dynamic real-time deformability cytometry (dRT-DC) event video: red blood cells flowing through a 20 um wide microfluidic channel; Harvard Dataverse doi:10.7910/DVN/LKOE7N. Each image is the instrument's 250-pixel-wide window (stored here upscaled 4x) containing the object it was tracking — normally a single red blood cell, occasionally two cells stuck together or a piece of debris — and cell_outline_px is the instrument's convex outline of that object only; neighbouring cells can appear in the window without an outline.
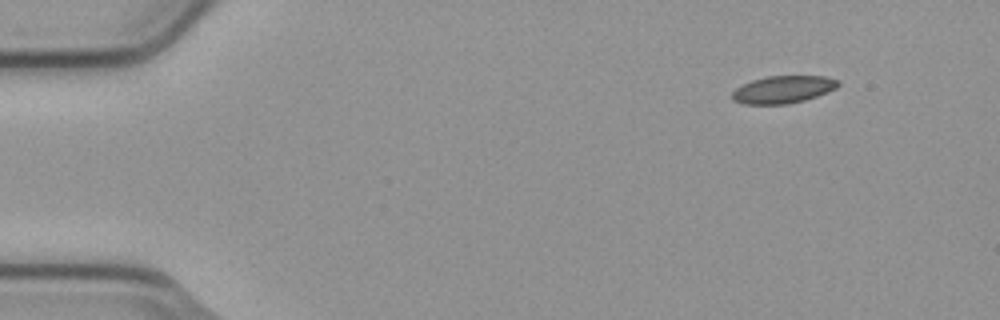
{"species": "common noctule bat (a hibernating species)", "species_latin": "Nyctalus noctula", "temperature_condition": "cold", "stored_images_in_passage": 4, "camera_frame_rate_fps": 3000, "um_per_image_px": 0.085, "animal": {"sex": "male", "body_mass_g": 23.1, "forearm_length_mm": 52.7}, "frame": {"image": 1, "passage_image": 1, "time_ms": 0.0, "image_size_px": [1000, 320], "cell_outline_px": [[840, 84], [836, 88], [828, 92], [804, 100], [788, 104], [744, 104], [732, 100], [732, 92], [736, 88], [752, 80], [768, 76], [824, 76], [840, 80]], "centroid_in_image_um": [66.58, 7.6], "position_along_channel_um": 18.4, "area_um2": 16.94}}